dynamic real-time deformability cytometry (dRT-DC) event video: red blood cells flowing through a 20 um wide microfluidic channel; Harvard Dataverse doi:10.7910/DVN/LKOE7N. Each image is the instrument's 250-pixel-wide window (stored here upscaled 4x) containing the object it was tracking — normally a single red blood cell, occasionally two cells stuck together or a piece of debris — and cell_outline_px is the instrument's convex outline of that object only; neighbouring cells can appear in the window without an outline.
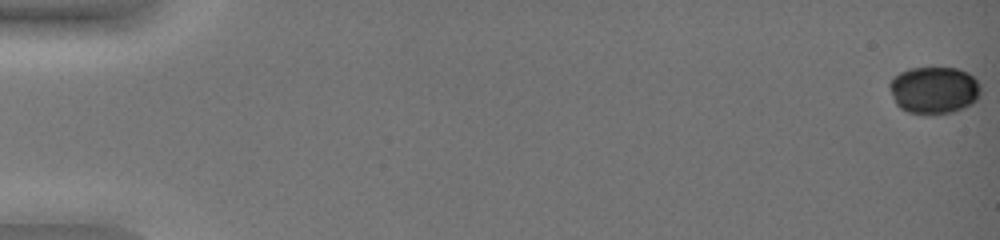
{"species": "common noctule bat (a hibernating species)", "species_latin": "Nyctalus noctula", "temperature_condition": "warm", "stored_images_in_passage": 53, "camera_frame_rate_fps": 3000, "um_per_image_px": 0.085, "animal": {"sex": "female", "body_mass_g": 19.0, "forearm_length_mm": 51.5}, "frame": {"image": 1, "passage_image": 1, "time_ms": 0.0, "image_size_px": [1000, 240], "cell_outline_px": [[980, 96], [972, 104], [964, 108], [952, 112], [928, 116], [908, 112], [900, 108], [896, 104], [888, 88], [888, 84], [892, 76], [908, 68], [956, 68], [968, 72], [980, 84]], "centroid_in_image_um": [79.36, 7.68], "position_along_channel_um": 5.6, "area_um2": 25.61}}
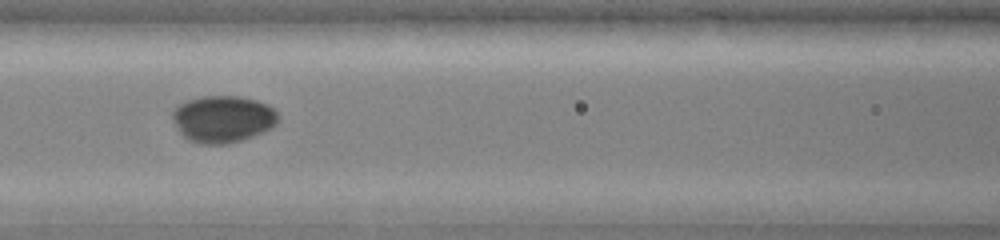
{"frame": {"image": 2, "passage_image": 27, "time_ms": 8.667, "image_size_px": [1000, 240], "cell_outline_px": [[280, 116], [276, 124], [272, 128], [264, 132], [228, 144], [200, 144], [188, 140], [176, 128], [172, 120], [172, 112], [180, 104], [188, 100], [204, 96], [240, 96], [256, 100], [268, 104], [276, 108]], "centroid_in_image_um": [18.98, 10.11], "position_along_channel_um": 147.6, "area_um2": 29.19}}
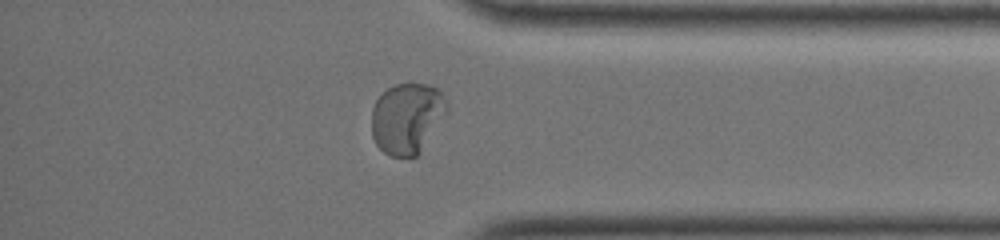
{"frame": {"image": 3, "passage_image": 47, "time_ms": 15.333, "image_size_px": [1000, 240], "cell_outline_px": [[448, 112], [420, 152], [416, 156], [392, 156], [384, 152], [376, 144], [372, 136], [372, 108], [376, 100], [388, 88], [396, 84], [432, 84], [444, 96], [448, 104]], "centroid_in_image_um": [34.61, 10.03], "position_along_channel_um": 400.6, "area_um2": 31.04}, "authors_computed_cell_mechanics": {"area_um2": 27.3972, "velocity_mm_per_s": 3.8092, "shape_relaxation_time_tau1_ms": 6.6592, "shape_relaxation_time_tau2_ms": null, "deformation_change_tau1": 0.1624, "deformation_change_tau2": null}}